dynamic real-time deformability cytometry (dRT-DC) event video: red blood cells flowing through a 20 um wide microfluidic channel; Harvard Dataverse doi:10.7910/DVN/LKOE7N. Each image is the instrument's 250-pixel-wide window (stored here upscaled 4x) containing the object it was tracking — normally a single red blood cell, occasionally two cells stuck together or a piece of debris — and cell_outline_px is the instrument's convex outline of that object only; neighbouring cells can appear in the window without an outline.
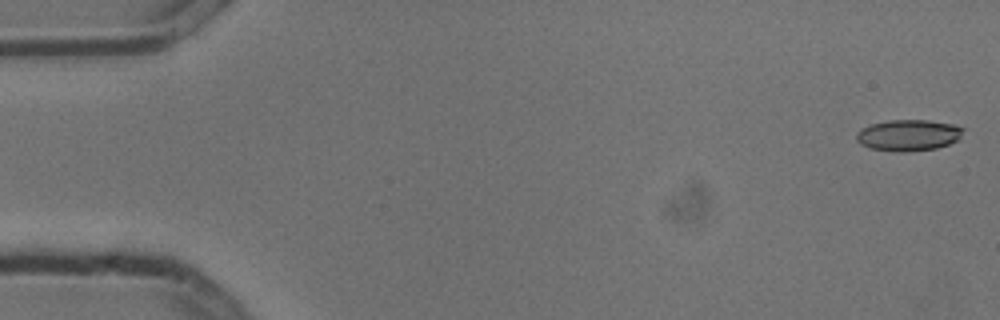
{"species": "common noctule bat (a hibernating species)", "species_latin": "Nyctalus noctula", "temperature_condition": "cold", "stored_images_in_passage": 5, "camera_frame_rate_fps": 3000, "um_per_image_px": 0.085, "animal": {"sex": "male", "body_mass_g": 13.3}, "frame": {"image": 1, "passage_image": 1, "time_ms": 0.0, "image_size_px": [1000, 320], "cell_outline_px": [[964, 128], [960, 136], [956, 140], [948, 144], [936, 148], [904, 152], [896, 152], [872, 148], [860, 144], [856, 140], [856, 132], [872, 124], [888, 120], [928, 120], [952, 124]], "centroid_in_image_um": [77.19, 11.49], "position_along_channel_um": 7.8, "area_um2": 19.25}}
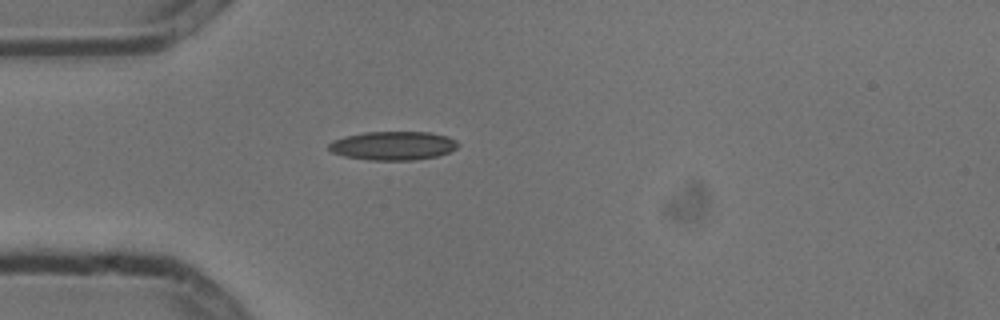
{"frame": {"image": 2, "passage_image": 5, "time_ms": 1.333, "image_size_px": [1000, 320], "cell_outline_px": [[460, 144], [456, 148], [448, 152], [436, 156], [412, 160], [368, 160], [344, 156], [332, 152], [328, 148], [328, 144], [332, 140], [344, 136], [364, 132], [428, 132], [448, 136], [456, 140]], "centroid_in_image_um": [33.39, 12.38], "position_along_channel_um": 51.6, "area_um2": 21.68}}